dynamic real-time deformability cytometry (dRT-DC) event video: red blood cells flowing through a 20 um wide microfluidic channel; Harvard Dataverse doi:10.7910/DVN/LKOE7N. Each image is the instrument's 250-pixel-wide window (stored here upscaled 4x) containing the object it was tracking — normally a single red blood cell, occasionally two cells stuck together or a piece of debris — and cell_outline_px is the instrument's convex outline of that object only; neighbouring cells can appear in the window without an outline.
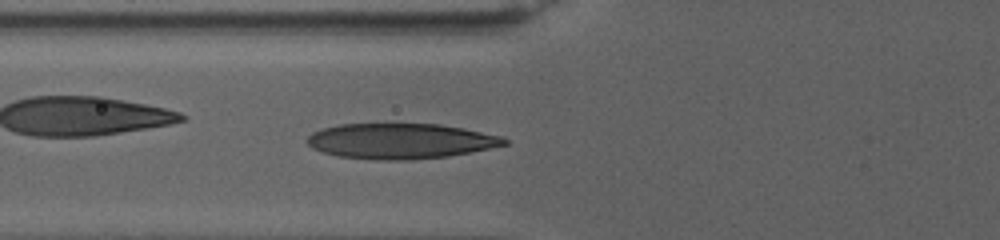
{"species": "human", "species_latin": "Homo sapiens", "temperature_condition": "warm", "stored_images_in_passage": 79, "camera_frame_rate_fps": 3000, "um_per_image_px": 0.085, "donor": {"sex": "female"}, "frame": {"image": 1, "passage_image": 33, "time_ms": 10.667, "image_size_px": [1000, 240], "cell_outline_px": [[508, 144], [448, 156], [404, 160], [376, 160], [336, 156], [312, 148], [304, 140], [312, 132], [324, 128], [340, 124], [440, 124], [464, 128], [504, 136], [508, 140]], "centroid_in_image_um": [34.03, 11.99], "position_along_channel_um": 91.8, "area_um2": 40.69}}
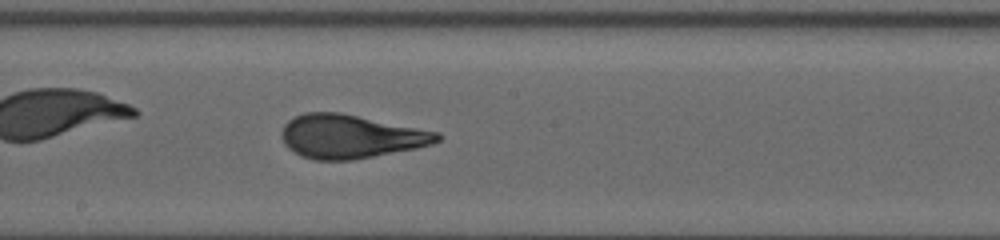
{"frame": {"image": 2, "passage_image": 47, "time_ms": 15.333, "image_size_px": [1000, 240], "cell_outline_px": [[444, 136], [440, 140], [432, 144], [416, 148], [352, 160], [316, 160], [300, 156], [288, 148], [284, 144], [280, 136], [280, 132], [284, 124], [288, 120], [304, 112], [340, 112], [440, 132]], "centroid_in_image_um": [29.78, 11.59], "position_along_channel_um": 218.4, "area_um2": 39.82}}
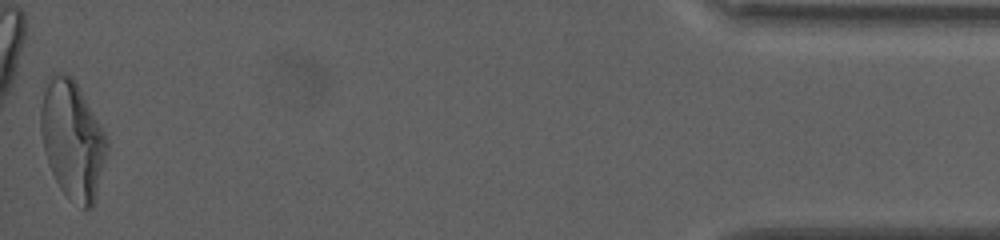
{"frame": {"image": 3, "passage_image": 79, "time_ms": 26.0, "image_size_px": [1000, 240], "cell_outline_px": [[108, 148], [96, 196], [92, 208], [80, 208], [60, 188], [48, 164], [40, 132], [40, 108], [44, 80], [52, 72], [68, 72], [72, 76], [104, 132], [108, 140]], "centroid_in_image_um": [6.12, 11.82], "position_along_channel_um": 429.1, "area_um2": 45.66}, "authors_computed_cell_mechanics": {"area_um2": 38.8994, "velocity_mm_per_s": 2.7053, "shape_relaxation_time_tau1_ms": 7.7648, "shape_relaxation_time_tau2_ms": 1.1376, "deformation_change_tau1": 0.2512, "deformation_change_tau2": 0.0924}}